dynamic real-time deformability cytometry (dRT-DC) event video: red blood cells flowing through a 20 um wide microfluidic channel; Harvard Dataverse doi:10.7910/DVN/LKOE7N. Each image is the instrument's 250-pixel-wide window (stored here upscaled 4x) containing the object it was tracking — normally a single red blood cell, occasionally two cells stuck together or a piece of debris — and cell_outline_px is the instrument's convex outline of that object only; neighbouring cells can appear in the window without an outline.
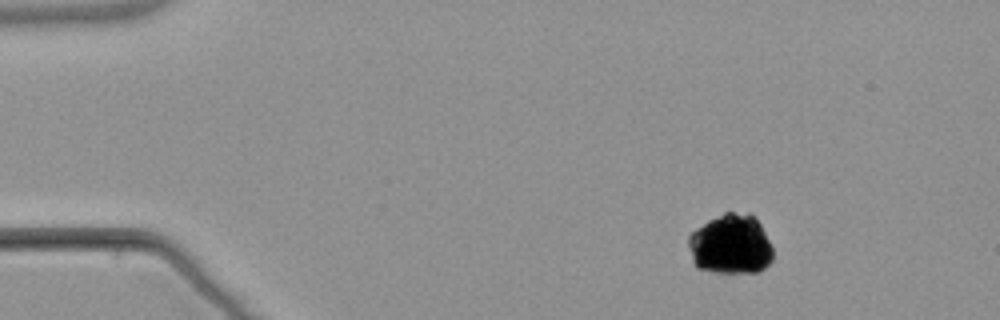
{"species": "common noctule bat (a hibernating species)", "species_latin": "Nyctalus noctula", "temperature_condition": "warm", "stored_images_in_passage": 5, "segment_of_instrument_passage": [1, 2], "camera_frame_rate_fps": 3000, "um_per_image_px": 0.085, "animal": {"sex": "male", "body_mass_g": 21.5, "forearm_length_mm": 52.0}, "frame": {"image": 1, "passage_image": 1, "time_ms": 0.0, "image_size_px": [1000, 320], "cell_outline_px": [[772, 260], [760, 272], [712, 272], [696, 268], [692, 264], [688, 248], [688, 236], [696, 228], [708, 220], [724, 212], [752, 212], [756, 216], [772, 248]], "centroid_in_image_um": [62.07, 20.76], "position_along_channel_um": 22.9, "area_um2": 30.0}}